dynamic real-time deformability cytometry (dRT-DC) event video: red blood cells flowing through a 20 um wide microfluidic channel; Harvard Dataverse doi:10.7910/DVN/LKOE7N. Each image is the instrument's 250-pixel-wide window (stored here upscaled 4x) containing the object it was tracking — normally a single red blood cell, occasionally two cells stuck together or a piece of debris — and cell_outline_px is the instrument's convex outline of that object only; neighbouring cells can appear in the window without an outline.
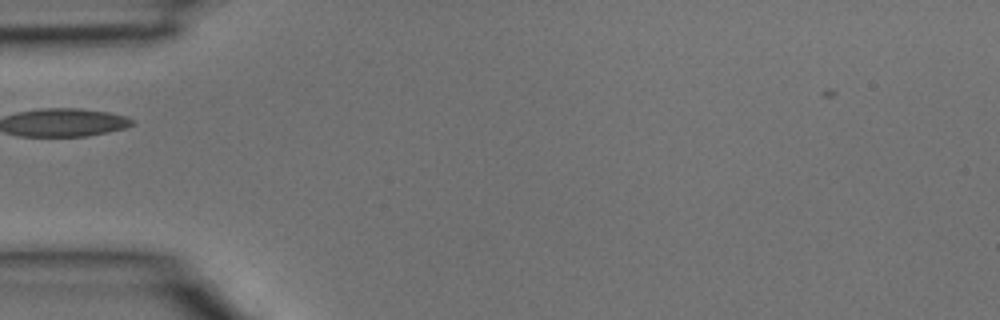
{"species": "common noctule bat (a hibernating species)", "species_latin": "Nyctalus noctula", "temperature_condition": "room temperature", "stored_images_in_passage": 24, "camera_frame_rate_fps": 3000, "um_per_image_px": 0.085, "animal": {"sex": "male", "body_mass_g": 15.6}, "frame": {"image": 1, "passage_image": 1, "time_ms": 0.0, "image_size_px": [1000, 320], "cell_outline_px": [[124, 124], [112, 128], [96, 132], [68, 136], [40, 136], [16, 132], [32, 112], [88, 112], [108, 116]], "centroid_in_image_um": [5.63, 10.52], "position_along_channel_um": 79.4, "area_um2": 14.05}}
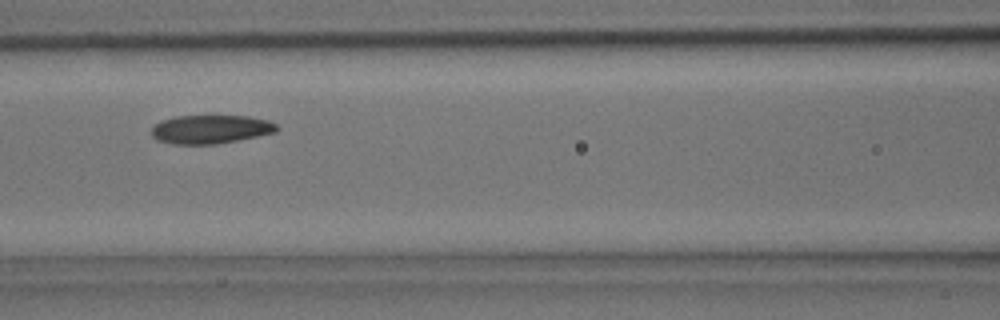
{"frame": {"image": 2, "passage_image": 5, "time_ms": 1.333, "image_size_px": [1000, 320], "cell_outline_px": [[272, 128], [264, 132], [224, 140], [172, 140], [160, 136], [156, 132], [156, 128], [164, 124], [176, 120], [204, 116], [220, 116], [252, 120], [268, 124]], "centroid_in_image_um": [17.91, 10.92], "position_along_channel_um": 148.7, "area_um2": 15.09}}
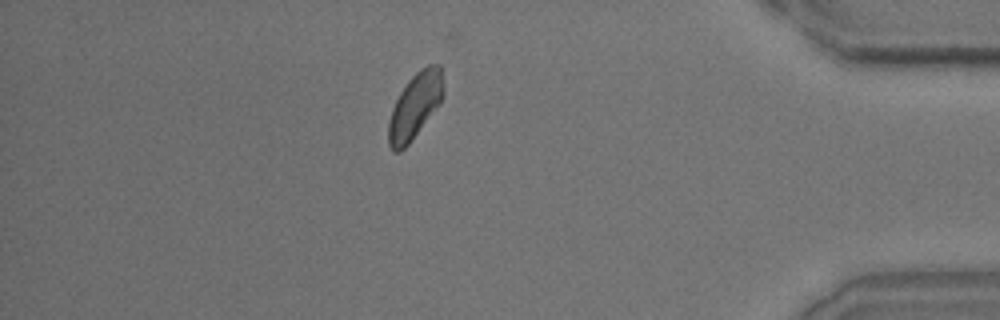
{"frame": {"image": 3, "passage_image": 22, "time_ms": 7.0, "image_size_px": [1000, 320], "cell_outline_px": [[440, 96], [412, 136], [400, 148], [396, 148], [392, 144], [392, 116], [396, 104], [400, 96], [408, 84], [420, 72], [440, 92]], "centroid_in_image_um": [35.07, 9.26], "position_along_channel_um": 400.1, "area_um2": 14.39}}